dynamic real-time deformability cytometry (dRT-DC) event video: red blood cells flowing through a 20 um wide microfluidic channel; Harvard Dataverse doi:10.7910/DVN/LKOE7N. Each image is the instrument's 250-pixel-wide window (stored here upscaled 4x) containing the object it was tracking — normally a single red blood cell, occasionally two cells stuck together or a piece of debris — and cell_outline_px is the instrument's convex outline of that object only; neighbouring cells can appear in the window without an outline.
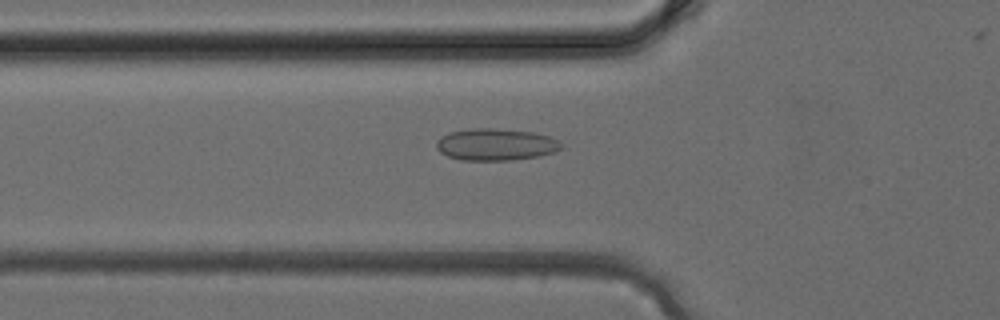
{"species": "common noctule bat (a hibernating species)", "species_latin": "Nyctalus noctula", "temperature_condition": "cold", "stored_images_in_passage": 38, "camera_frame_rate_fps": 3000, "um_per_image_px": 0.085, "animal": {"sex": "female", "body_mass_g": 24.6, "forearm_length_mm": 56.2}, "frame": {"image": 1, "passage_image": 13, "time_ms": 4.0, "image_size_px": [1000, 320], "cell_outline_px": [[564, 144], [556, 152], [540, 156], [508, 160], [460, 160], [448, 156], [440, 152], [436, 148], [436, 140], [440, 136], [448, 132], [468, 128], [492, 128], [532, 132], [548, 136], [560, 140]], "centroid_in_image_um": [42.12, 12.28], "position_along_channel_um": 83.7, "area_um2": 23.47}}
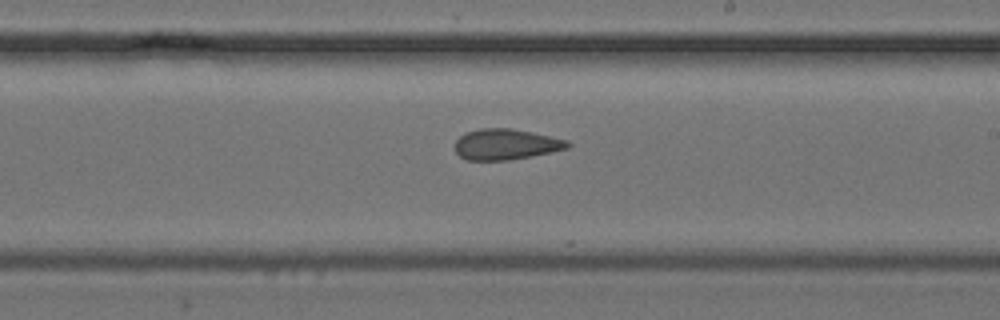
{"frame": {"image": 2, "passage_image": 22, "time_ms": 7.0, "image_size_px": [1000, 320], "cell_outline_px": [[572, 144], [568, 148], [552, 152], [532, 156], [508, 160], [468, 160], [460, 156], [456, 152], [456, 140], [464, 132], [480, 128], [512, 128], [532, 132], [568, 140]], "centroid_in_image_um": [43.02, 12.26], "position_along_channel_um": 246.0, "area_um2": 20.29}}
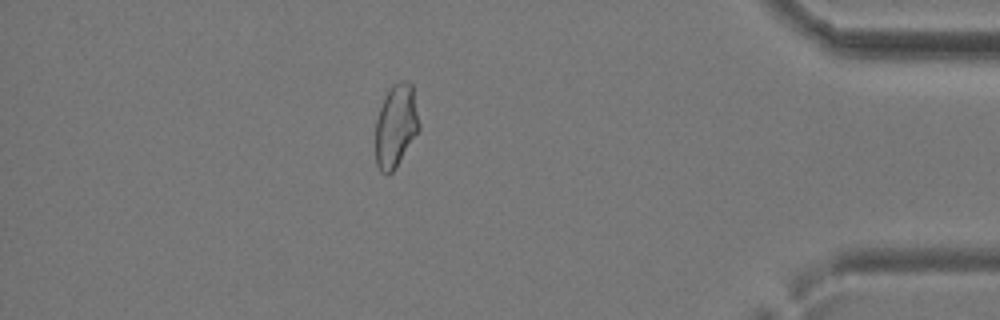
{"frame": {"image": 3, "passage_image": 33, "time_ms": 10.667, "image_size_px": [1000, 320], "cell_outline_px": [[420, 128], [396, 168], [392, 172], [380, 172], [376, 164], [376, 120], [380, 108], [388, 88], [392, 84], [400, 80], [408, 80], [412, 84], [420, 124]], "centroid_in_image_um": [33.66, 10.66], "position_along_channel_um": 401.5, "area_um2": 21.15}}